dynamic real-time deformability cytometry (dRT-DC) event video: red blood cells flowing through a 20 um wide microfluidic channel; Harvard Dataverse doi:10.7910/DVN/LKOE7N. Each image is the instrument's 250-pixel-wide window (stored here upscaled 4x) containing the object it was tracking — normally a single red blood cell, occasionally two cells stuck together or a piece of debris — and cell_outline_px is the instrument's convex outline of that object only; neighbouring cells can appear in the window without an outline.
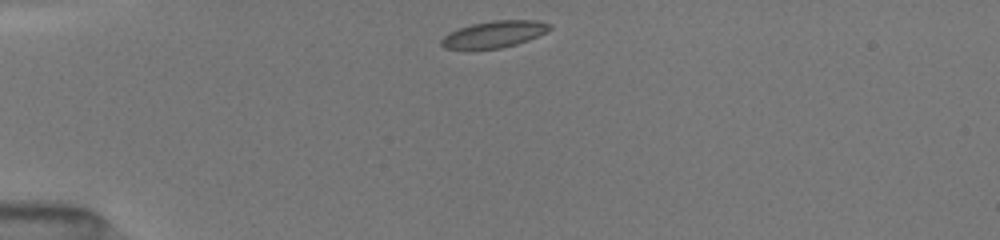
{"species": "common noctule bat (a hibernating species)", "species_latin": "Nyctalus noctula", "temperature_condition": "room temperature", "stored_images_in_passage": 39, "camera_frame_rate_fps": 3000, "um_per_image_px": 0.085, "animal": {"sex": "female", "body_mass_g": 19.5, "forearm_length_mm": 54.1}, "frame": {"image": 1, "passage_image": 1, "time_ms": 0.0, "image_size_px": [1000, 240], "cell_outline_px": [[552, 28], [548, 32], [528, 40], [516, 44], [500, 48], [444, 48], [440, 44], [440, 40], [444, 36], [460, 28], [472, 24], [492, 20], [536, 20], [552, 24]], "centroid_in_image_um": [42.07, 2.89], "position_along_channel_um": 42.9, "area_um2": 16.65}}
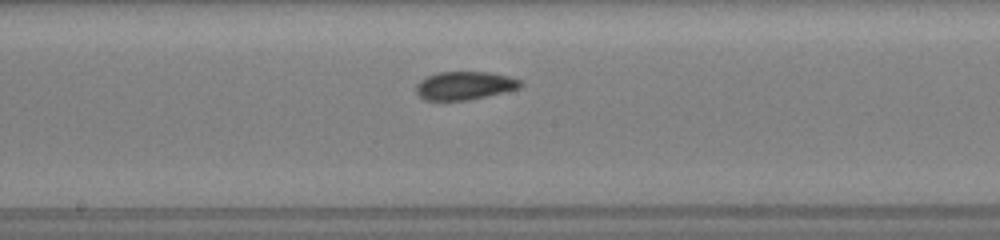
{"frame": {"image": 2, "passage_image": 16, "time_ms": 5.0, "image_size_px": [1000, 240], "cell_outline_px": [[524, 84], [520, 88], [468, 100], [424, 100], [416, 92], [416, 84], [420, 80], [436, 72], [488, 72], [508, 76], [520, 80]], "centroid_in_image_um": [39.48, 7.27], "position_along_channel_um": 208.7, "area_um2": 17.11}}
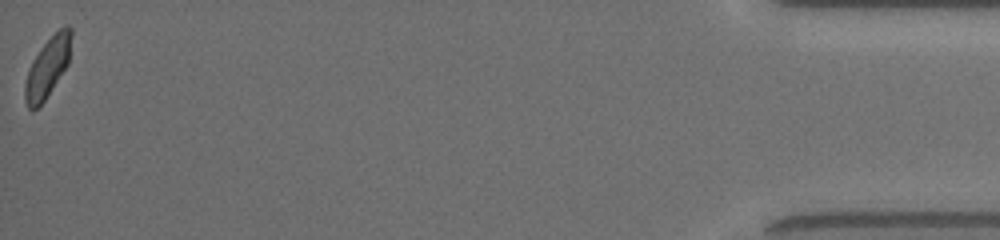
{"frame": {"image": 3, "passage_image": 39, "time_ms": 12.667, "image_size_px": [1000, 240], "cell_outline_px": [[72, 36], [68, 64], [44, 100], [32, 112], [28, 108], [24, 100], [24, 84], [28, 68], [32, 60], [40, 48], [64, 24], [68, 24], [72, 28]], "centroid_in_image_um": [4.03, 5.7], "position_along_channel_um": 431.2, "area_um2": 16.18}, "authors_computed_cell_mechanics": {"area_um2": 16.9932, "velocity_mm_per_s": 4.0279, "shape_relaxation_time_tau1_ms": 5.2632, "shape_relaxation_time_tau2_ms": 1.5873, "deformation_change_tau1": 0.1374, "deformation_change_tau2": 0.0563}}